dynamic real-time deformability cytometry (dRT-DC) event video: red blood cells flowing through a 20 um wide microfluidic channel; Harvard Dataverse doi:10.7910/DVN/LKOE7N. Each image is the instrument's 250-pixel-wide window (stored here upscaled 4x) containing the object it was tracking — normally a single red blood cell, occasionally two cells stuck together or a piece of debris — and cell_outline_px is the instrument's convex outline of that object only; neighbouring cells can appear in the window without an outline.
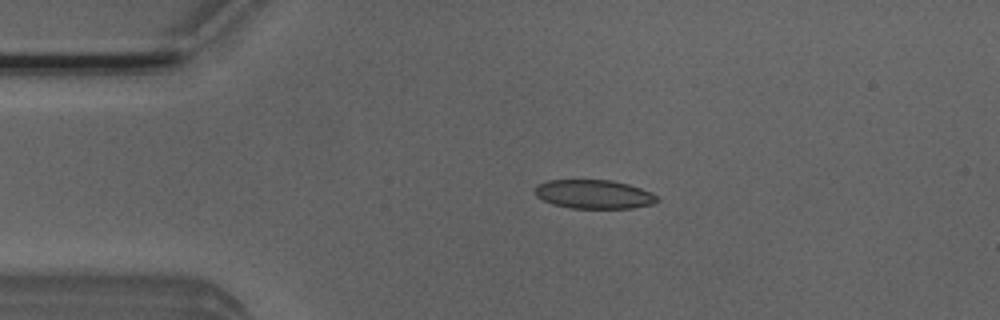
{"species": "Egyptian fruit bat (a non-hibernating species)", "species_latin": "Rousettus aegyptiacus", "temperature_condition": "room temperature", "stored_images_in_passage": 4, "camera_frame_rate_fps": 3000, "um_per_image_px": 0.085, "animal": {"sex": "male"}, "frame": {"image": 1, "passage_image": 2, "time_ms": 0.333, "image_size_px": [1000, 320], "cell_outline_px": [[660, 200], [652, 204], [632, 208], [572, 208], [552, 204], [536, 196], [536, 184], [548, 180], [612, 180], [628, 184], [652, 192]], "centroid_in_image_um": [50.49, 16.51], "position_along_channel_um": 34.5, "area_um2": 20.52}}